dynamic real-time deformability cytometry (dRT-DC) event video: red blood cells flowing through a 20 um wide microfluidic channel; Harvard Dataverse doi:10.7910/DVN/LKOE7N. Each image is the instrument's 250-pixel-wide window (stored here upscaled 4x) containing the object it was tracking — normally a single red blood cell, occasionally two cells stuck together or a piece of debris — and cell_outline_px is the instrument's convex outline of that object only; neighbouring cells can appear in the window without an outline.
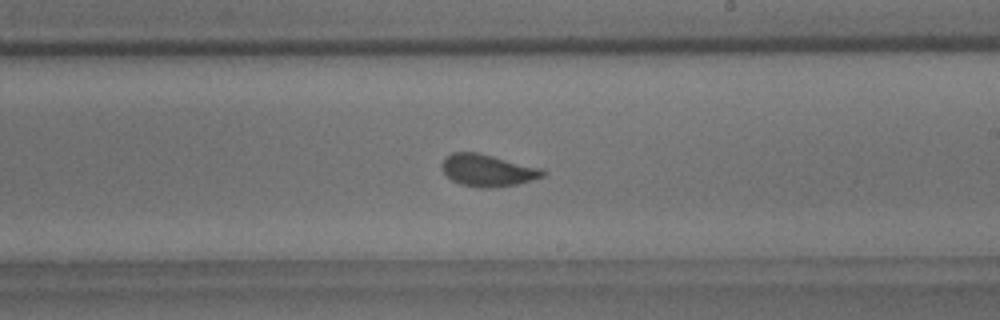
{"species": "common noctule bat (a hibernating species)", "species_latin": "Nyctalus noctula", "temperature_condition": "room temperature", "stored_images_in_passage": 57, "camera_frame_rate_fps": 3000, "um_per_image_px": 0.085, "animal": {"sex": "male", "body_mass_g": 18.8}, "frame": {"image": 1, "passage_image": 33, "time_ms": 10.667, "image_size_px": [1000, 320], "cell_outline_px": [[548, 172], [544, 176], [532, 180], [516, 184], [496, 188], [480, 188], [460, 184], [452, 180], [440, 168], [440, 164], [452, 152], [476, 152], [544, 168]], "centroid_in_image_um": [41.48, 14.49], "position_along_channel_um": 247.5, "area_um2": 19.02}, "authors_computed_cell_mechanics": {"area_um2": 18.7272, "velocity_mm_per_s": 3.6089, "shape_relaxation_time_tau1_ms": 6.0029, "shape_relaxation_time_tau2_ms": null, "deformation_change_tau1": 0.1168, "deformation_change_tau2": null}}